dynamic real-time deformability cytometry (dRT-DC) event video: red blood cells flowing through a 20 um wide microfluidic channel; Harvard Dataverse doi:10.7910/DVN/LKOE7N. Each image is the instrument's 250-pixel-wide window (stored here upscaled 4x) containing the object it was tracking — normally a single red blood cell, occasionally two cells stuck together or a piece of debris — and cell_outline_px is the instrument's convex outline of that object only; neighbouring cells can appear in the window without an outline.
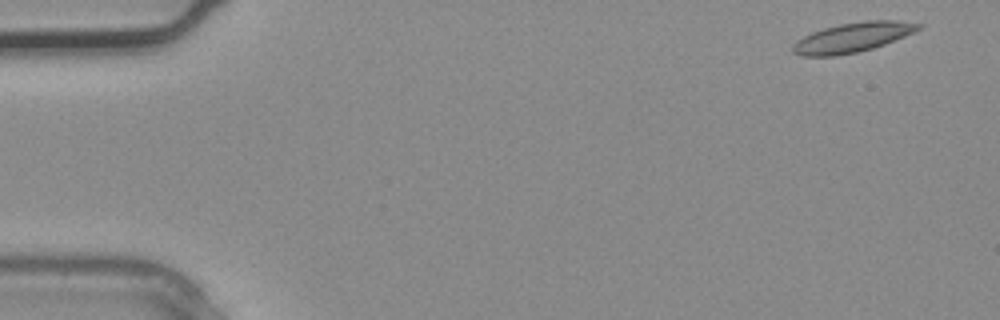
{"species": "common noctule bat (a hibernating species)", "species_latin": "Nyctalus noctula", "temperature_condition": "warm", "stored_images_in_passage": 4, "segment_of_instrument_passage": [2, 2], "camera_frame_rate_fps": 3000, "um_per_image_px": 0.085, "animal": {"sex": "male", "body_mass_g": 20.4}, "frame": {"image": 1, "passage_image": 4, "time_ms": 1.0, "image_size_px": [1000, 320], "cell_outline_px": [[924, 24], [920, 28], [904, 36], [884, 44], [872, 48], [856, 52], [836, 56], [800, 56], [792, 52], [792, 44], [796, 40], [812, 32], [824, 28], [840, 24], [864, 20], [896, 20]], "centroid_in_image_um": [72.43, 3.18], "position_along_channel_um": 12.6, "area_um2": 21.62}}